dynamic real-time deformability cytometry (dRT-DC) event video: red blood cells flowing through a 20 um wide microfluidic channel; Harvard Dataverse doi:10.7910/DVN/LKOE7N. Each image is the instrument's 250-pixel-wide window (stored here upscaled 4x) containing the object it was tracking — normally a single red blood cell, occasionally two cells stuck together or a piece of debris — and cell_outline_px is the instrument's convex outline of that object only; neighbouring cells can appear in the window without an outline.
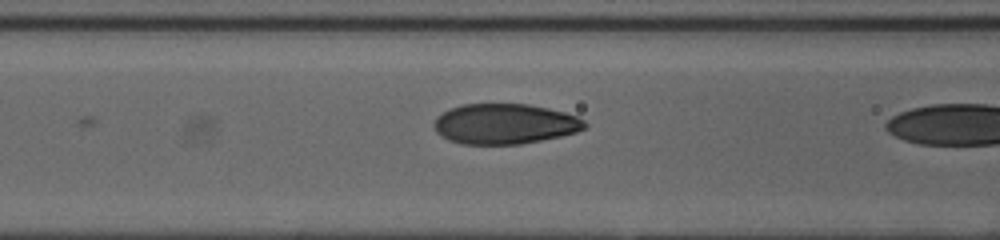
{"species": "human", "species_latin": "Homo sapiens", "temperature_condition": "cold", "stored_images_in_passage": 8, "camera_frame_rate_fps": 3000, "um_per_image_px": 0.085, "donor": {"sex": "female"}, "frame": {"image": 1, "passage_image": 7, "time_ms": 2.0, "image_size_px": [1000, 240], "cell_outline_px": [[588, 128], [576, 132], [560, 136], [520, 144], [464, 144], [448, 140], [436, 132], [432, 124], [436, 116], [448, 108], [464, 104], [528, 104], [548, 108], [564, 112], [576, 116], [584, 120], [588, 124]], "centroid_in_image_um": [42.88, 10.52], "position_along_channel_um": 123.7, "area_um2": 35.6}}